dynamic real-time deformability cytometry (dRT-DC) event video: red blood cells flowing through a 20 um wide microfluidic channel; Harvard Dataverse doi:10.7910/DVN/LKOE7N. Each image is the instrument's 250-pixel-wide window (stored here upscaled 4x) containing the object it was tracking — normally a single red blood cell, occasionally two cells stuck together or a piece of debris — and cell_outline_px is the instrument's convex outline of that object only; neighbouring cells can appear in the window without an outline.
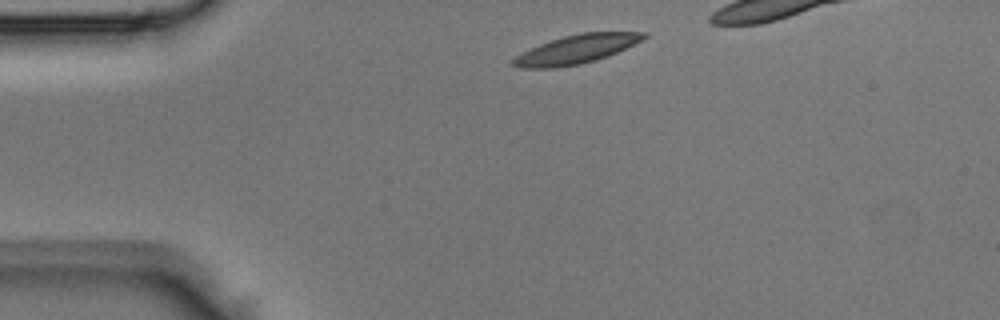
{"species": "Egyptian fruit bat (a non-hibernating species)", "species_latin": "Rousettus aegyptiacus", "temperature_condition": "room temperature", "stored_images_in_passage": 3, "camera_frame_rate_fps": 3000, "um_per_image_px": 0.085, "animal": {"sex": "male"}, "frame": {"image": 1, "passage_image": 1, "time_ms": 0.0, "image_size_px": [1000, 320], "cell_outline_px": [[648, 36], [608, 56], [596, 60], [580, 64], [556, 68], [520, 68], [512, 64], [512, 60], [516, 56], [540, 44], [564, 36], [580, 32], [648, 32]], "centroid_in_image_um": [48.99, 4.19], "position_along_channel_um": 36.0, "area_um2": 21.5}}